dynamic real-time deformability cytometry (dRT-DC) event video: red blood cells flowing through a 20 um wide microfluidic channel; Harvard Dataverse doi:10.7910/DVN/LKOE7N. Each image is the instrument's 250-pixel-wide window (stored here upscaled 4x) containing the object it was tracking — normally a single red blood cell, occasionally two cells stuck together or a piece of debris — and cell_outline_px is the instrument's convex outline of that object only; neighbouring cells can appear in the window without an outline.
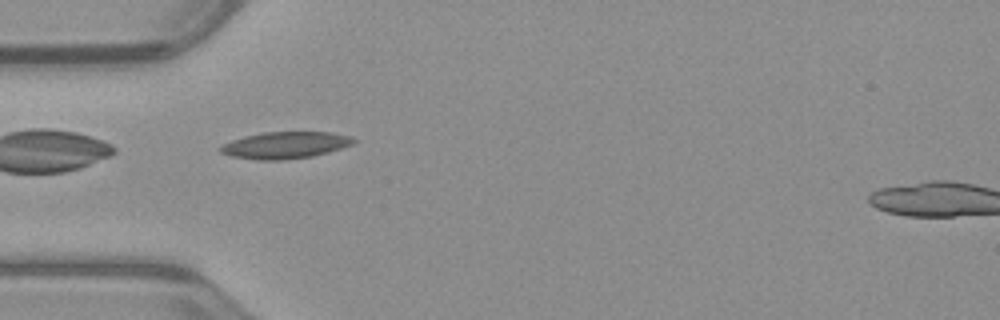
{"species": "common noctule bat (a hibernating species)", "species_latin": "Nyctalus noctula", "temperature_condition": "warm", "stored_images_in_passage": 37, "camera_frame_rate_fps": 3000, "um_per_image_px": 0.085, "animal": {"sex": "male", "body_mass_g": 23.1, "forearm_length_mm": 52.7}, "frame": {"image": 1, "passage_image": 1, "time_ms": 0.0, "image_size_px": [1000, 320], "cell_outline_px": [[356, 140], [352, 144], [328, 152], [312, 156], [284, 160], [256, 160], [232, 156], [220, 152], [220, 148], [224, 144], [232, 140], [244, 136], [264, 132], [332, 132], [352, 136]], "centroid_in_image_um": [24.26, 12.33], "position_along_channel_um": 60.7, "area_um2": 20.69}}
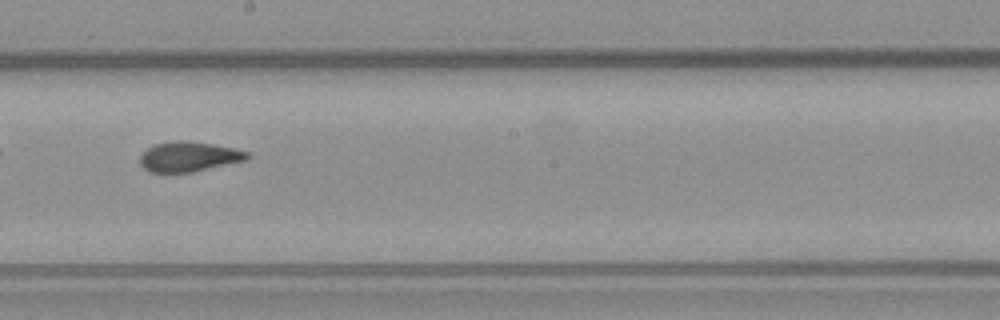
{"frame": {"image": 2, "passage_image": 14, "time_ms": 4.333, "image_size_px": [1000, 320], "cell_outline_px": [[252, 156], [248, 160], [192, 172], [152, 172], [144, 168], [140, 164], [140, 156], [148, 148], [156, 144], [176, 140], [188, 140], [212, 144], [232, 148], [248, 152]], "centroid_in_image_um": [16.09, 13.31], "position_along_channel_um": 232.1, "area_um2": 18.67}}
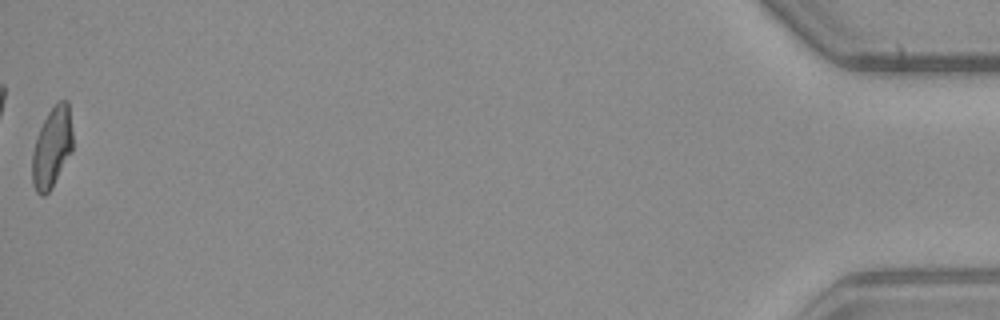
{"frame": {"image": 3, "passage_image": 37, "time_ms": 12.0, "image_size_px": [1000, 320], "cell_outline_px": [[72, 152], [52, 188], [44, 196], [40, 196], [36, 192], [32, 184], [32, 152], [40, 128], [48, 112], [60, 100], [68, 100], [72, 132]], "centroid_in_image_um": [4.41, 12.58], "position_along_channel_um": 430.8, "area_um2": 19.02}, "authors_computed_cell_mechanics": {"area_um2": 19.0162, "velocity_mm_per_s": 3.9746, "shape_relaxation_time_tau1_ms": 7.6391, "shape_relaxation_time_tau2_ms": 1.6144, "deformation_change_tau1": 0.2075, "deformation_change_tau2": 0.0901}}